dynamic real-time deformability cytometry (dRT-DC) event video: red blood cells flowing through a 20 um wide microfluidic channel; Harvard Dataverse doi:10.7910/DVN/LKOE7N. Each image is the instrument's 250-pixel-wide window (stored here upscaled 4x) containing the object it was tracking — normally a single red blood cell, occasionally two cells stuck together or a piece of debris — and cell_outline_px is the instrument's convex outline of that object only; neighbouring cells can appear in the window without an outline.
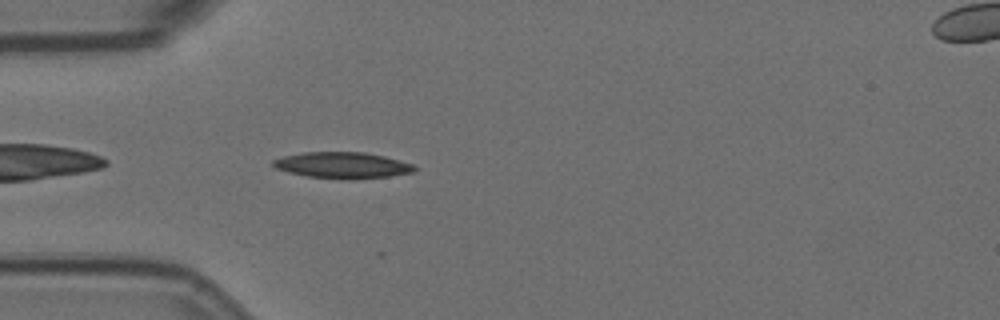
{"species": "Egyptian fruit bat (a non-hibernating species)", "species_latin": "Rousettus aegyptiacus", "temperature_condition": "room temperature", "stored_images_in_passage": 13, "camera_frame_rate_fps": 3000, "um_per_image_px": 0.085, "animal": {"sex": "female"}, "frame": {"image": 1, "passage_image": 2, "time_ms": 0.333, "image_size_px": [1000, 320], "cell_outline_px": [[416, 168], [412, 172], [388, 176], [352, 180], [340, 180], [308, 176], [288, 172], [276, 168], [272, 164], [272, 160], [284, 156], [304, 152], [364, 152], [384, 156], [412, 164]], "centroid_in_image_um": [29.08, 14.05], "position_along_channel_um": 55.9, "area_um2": 21.56}}
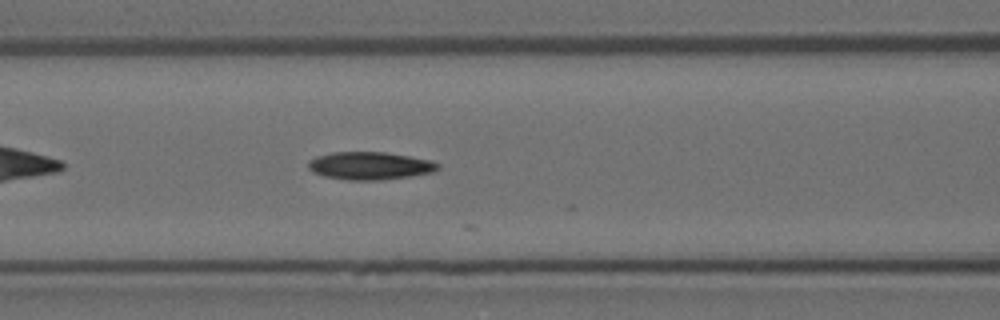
{"frame": {"image": 2, "passage_image": 9, "time_ms": 2.667, "image_size_px": [1000, 320], "cell_outline_px": [[440, 168], [432, 172], [412, 176], [380, 180], [348, 180], [324, 176], [312, 172], [308, 168], [308, 160], [316, 156], [332, 152], [384, 152], [432, 160], [440, 164]], "centroid_in_image_um": [31.43, 14.09], "position_along_channel_um": 135.2, "area_um2": 21.1}}
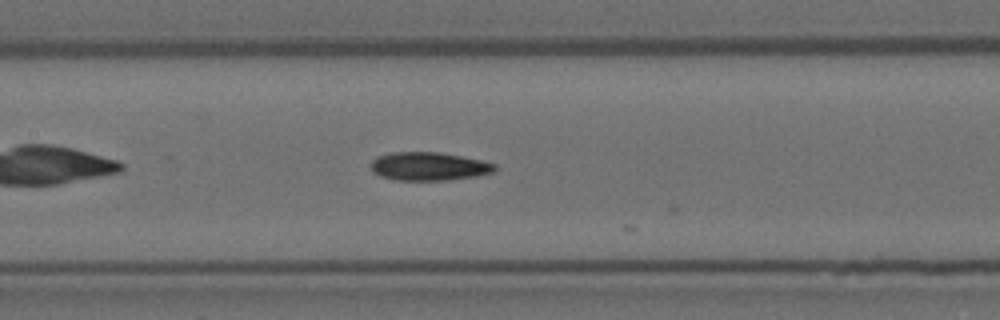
{"frame": {"image": 3, "passage_image": 12, "time_ms": 3.667, "image_size_px": [1000, 320], "cell_outline_px": [[496, 168], [492, 172], [476, 176], [448, 180], [396, 180], [380, 176], [372, 172], [372, 160], [376, 156], [392, 152], [436, 152], [460, 156], [480, 160], [496, 164]], "centroid_in_image_um": [36.42, 14.14], "position_along_channel_um": 171.0, "area_um2": 20.35}}